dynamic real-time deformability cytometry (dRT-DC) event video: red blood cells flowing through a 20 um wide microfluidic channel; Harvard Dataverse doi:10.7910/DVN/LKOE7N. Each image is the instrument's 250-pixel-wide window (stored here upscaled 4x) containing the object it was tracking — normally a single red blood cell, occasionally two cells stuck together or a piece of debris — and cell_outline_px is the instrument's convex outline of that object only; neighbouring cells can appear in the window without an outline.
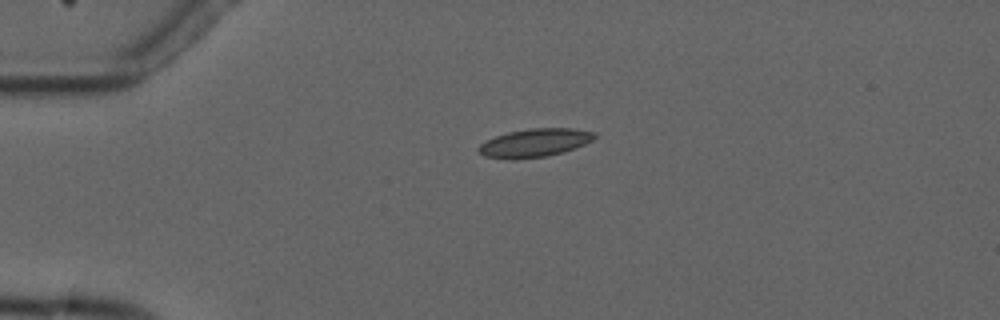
{"species": "common noctule bat (a hibernating species)", "species_latin": "Nyctalus noctula", "temperature_condition": "cold", "stored_images_in_passage": 3, "camera_frame_rate_fps": 3000, "um_per_image_px": 0.085, "animal": {"sex": "male", "forearm_length_mm": 52.5}, "frame": {"image": 1, "passage_image": 2, "time_ms": 1.0, "image_size_px": [1000, 320], "cell_outline_px": [[596, 136], [592, 140], [576, 148], [564, 152], [544, 156], [516, 160], [512, 160], [484, 156], [476, 148], [480, 144], [496, 136], [508, 132], [528, 128], [572, 128], [596, 132]], "centroid_in_image_um": [45.45, 12.14], "position_along_channel_um": 39.6, "area_um2": 19.19}}